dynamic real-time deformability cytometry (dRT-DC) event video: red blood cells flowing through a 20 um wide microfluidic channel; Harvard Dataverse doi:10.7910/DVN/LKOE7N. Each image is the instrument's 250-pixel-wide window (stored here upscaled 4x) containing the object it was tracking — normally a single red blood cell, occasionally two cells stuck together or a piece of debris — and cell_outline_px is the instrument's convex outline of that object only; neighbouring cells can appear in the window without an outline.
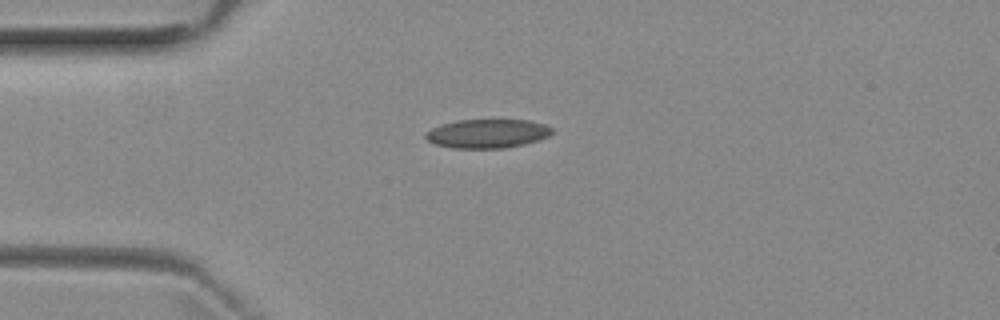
{"species": "common noctule bat (a hibernating species)", "species_latin": "Nyctalus noctula", "temperature_condition": "room temperature", "stored_images_in_passage": 4, "camera_frame_rate_fps": 3000, "um_per_image_px": 0.085, "animal": {"sex": "female", "body_mass_g": 29.2, "forearm_length_mm": 56.3}, "frame": {"image": 1, "passage_image": 4, "time_ms": 4.0, "image_size_px": [1000, 320], "cell_outline_px": [[552, 132], [548, 136], [524, 144], [504, 148], [452, 148], [436, 144], [428, 140], [424, 136], [432, 128], [456, 120], [528, 120], [544, 124], [552, 128]], "centroid_in_image_um": [41.43, 11.35], "position_along_channel_um": 43.6, "area_um2": 20.98}}